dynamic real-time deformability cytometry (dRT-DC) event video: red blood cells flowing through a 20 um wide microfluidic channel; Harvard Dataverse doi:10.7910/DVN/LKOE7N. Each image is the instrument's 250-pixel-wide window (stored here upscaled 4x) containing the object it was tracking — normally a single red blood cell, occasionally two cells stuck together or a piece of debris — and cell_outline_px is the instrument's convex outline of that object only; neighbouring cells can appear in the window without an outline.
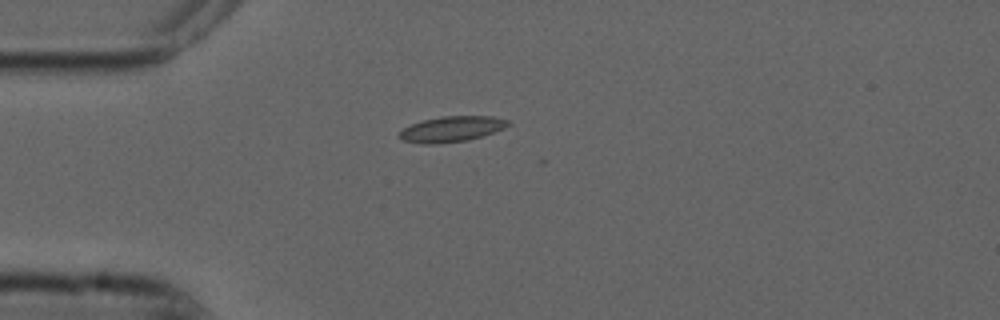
{"species": "common noctule bat (a hibernating species)", "species_latin": "Nyctalus noctula", "temperature_condition": "cold", "stored_images_in_passage": 41, "camera_frame_rate_fps": 3000, "um_per_image_px": 0.085, "animal": {"sex": "male", "forearm_length_mm": 52.5}, "frame": {"image": 1, "passage_image": 1, "time_ms": 0.0, "image_size_px": [1000, 320], "cell_outline_px": [[512, 124], [504, 128], [468, 140], [432, 144], [424, 144], [404, 140], [396, 136], [404, 128], [412, 124], [424, 120], [444, 116], [492, 116], [508, 120]], "centroid_in_image_um": [38.39, 10.96], "position_along_channel_um": 46.6, "area_um2": 15.95}}
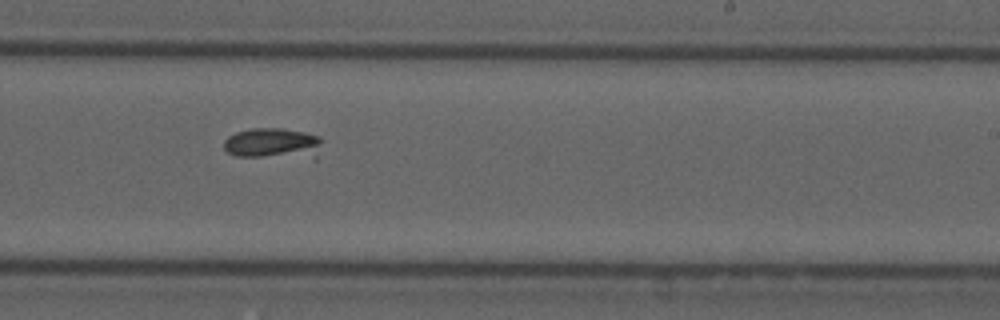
{"frame": {"image": 2, "passage_image": 20, "time_ms": 6.333, "image_size_px": [1000, 320], "cell_outline_px": [[320, 144], [316, 160], [236, 156], [228, 152], [224, 148], [224, 140], [228, 136], [236, 132], [252, 128], [280, 128], [304, 132], [320, 136]], "centroid_in_image_um": [23.24, 12.23], "position_along_channel_um": 265.8, "area_um2": 18.26}}
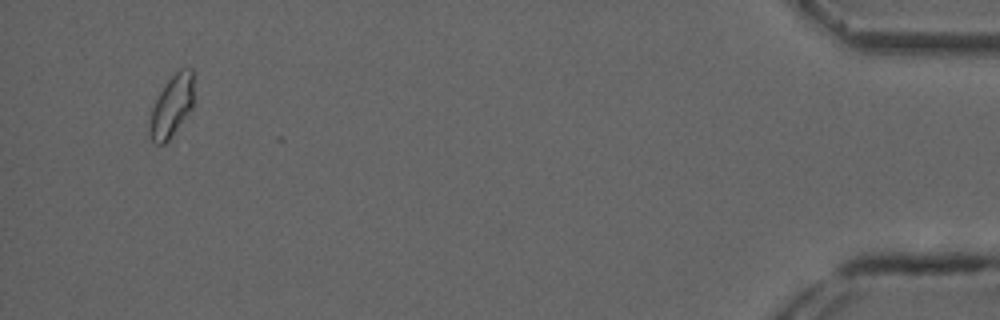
{"frame": {"image": 3, "passage_image": 39, "time_ms": 12.667, "image_size_px": [1000, 320], "cell_outline_px": [[192, 108], [168, 140], [164, 144], [156, 144], [152, 140], [148, 132], [148, 128], [152, 108], [160, 92], [168, 80], [180, 68], [192, 68]], "centroid_in_image_um": [14.57, 9.03], "position_along_channel_um": 420.6, "area_um2": 15.49}}